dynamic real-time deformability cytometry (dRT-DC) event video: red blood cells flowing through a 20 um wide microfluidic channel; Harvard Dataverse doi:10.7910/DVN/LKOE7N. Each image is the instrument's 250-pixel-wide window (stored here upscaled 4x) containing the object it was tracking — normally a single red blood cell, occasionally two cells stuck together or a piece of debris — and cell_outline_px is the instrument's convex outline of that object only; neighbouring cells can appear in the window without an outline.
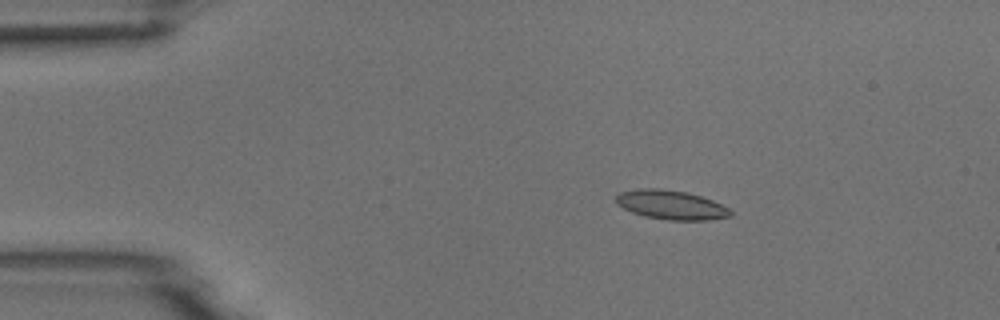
{"species": "common noctule bat (a hibernating species)", "species_latin": "Nyctalus noctula", "temperature_condition": "room temperature", "stored_images_in_passage": 6, "camera_frame_rate_fps": 3000, "um_per_image_px": 0.085, "animal": {"sex": "male", "body_mass_g": 18.8}, "frame": {"image": 1, "passage_image": 3, "time_ms": 2.333, "image_size_px": [1000, 320], "cell_outline_px": [[732, 216], [708, 220], [668, 220], [644, 216], [632, 212], [616, 204], [616, 196], [620, 192], [636, 188], [660, 188], [688, 192], [712, 200], [728, 208], [732, 212]], "centroid_in_image_um": [57.02, 17.41], "position_along_channel_um": 28.0, "area_um2": 19.54}}
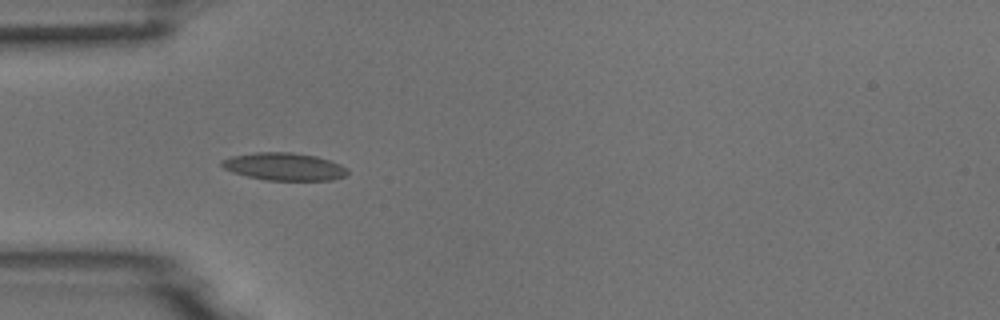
{"frame": {"image": 2, "passage_image": 5, "time_ms": 4.667, "image_size_px": [1000, 320], "cell_outline_px": [[348, 176], [332, 180], [264, 180], [232, 172], [224, 168], [220, 164], [220, 160], [232, 156], [256, 152], [292, 152], [316, 156], [340, 164], [348, 168]], "centroid_in_image_um": [24.17, 14.16], "position_along_channel_um": 60.8, "area_um2": 20.35}}